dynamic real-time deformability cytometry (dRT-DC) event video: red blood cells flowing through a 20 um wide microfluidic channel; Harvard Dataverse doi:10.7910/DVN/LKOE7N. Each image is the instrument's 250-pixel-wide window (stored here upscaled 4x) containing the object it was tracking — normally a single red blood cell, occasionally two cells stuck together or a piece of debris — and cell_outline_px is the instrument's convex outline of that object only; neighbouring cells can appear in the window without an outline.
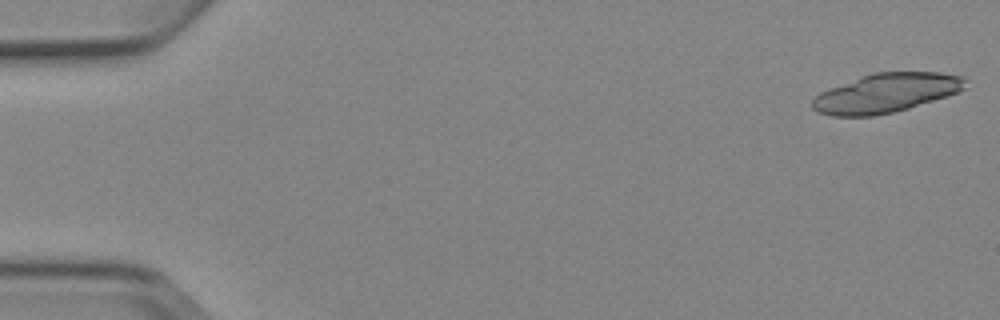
{"species": "Egyptian fruit bat (a non-hibernating species)", "species_latin": "Rousettus aegyptiacus", "temperature_condition": "cold", "stored_images_in_passage": 6, "camera_frame_rate_fps": 3000, "um_per_image_px": 0.085, "animal": {"sex": "female"}, "frame": {"image": 1, "passage_image": 1, "time_ms": 0.0, "image_size_px": [1000, 320], "cell_outline_px": [[968, 80], [964, 88], [948, 96], [908, 108], [892, 112], [872, 116], [832, 116], [816, 112], [812, 108], [812, 100], [820, 92], [828, 88], [872, 72], [940, 72], [964, 76]], "centroid_in_image_um": [75.31, 7.9], "position_along_channel_um": 9.7, "area_um2": 34.97}}
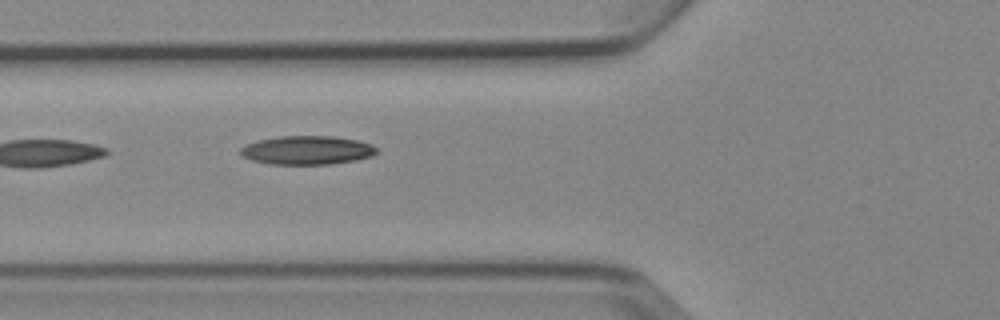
{"frame": {"image": 2, "passage_image": 6, "time_ms": 6.333, "image_size_px": [1000, 320], "cell_outline_px": [[376, 152], [372, 156], [356, 160], [332, 164], [268, 164], [252, 160], [244, 156], [240, 152], [240, 148], [248, 144], [260, 140], [280, 136], [332, 136], [360, 140], [372, 144], [376, 148]], "centroid_in_image_um": [26.14, 12.77], "position_along_channel_um": 99.7, "area_um2": 22.72}}